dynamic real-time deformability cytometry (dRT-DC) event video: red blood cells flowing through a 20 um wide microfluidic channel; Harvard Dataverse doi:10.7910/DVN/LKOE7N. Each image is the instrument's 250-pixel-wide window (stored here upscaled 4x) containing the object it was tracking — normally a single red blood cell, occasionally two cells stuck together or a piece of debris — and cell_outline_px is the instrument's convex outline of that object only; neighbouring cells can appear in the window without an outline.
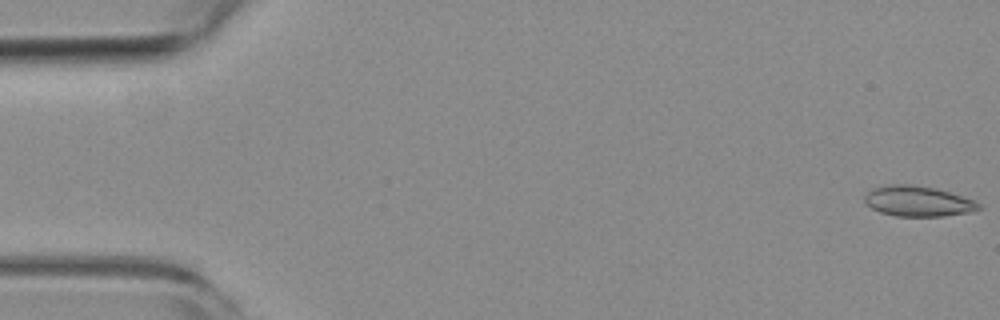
{"species": "common noctule bat (a hibernating species)", "species_latin": "Nyctalus noctula", "temperature_condition": "room temperature", "stored_images_in_passage": 25, "camera_frame_rate_fps": 3000, "um_per_image_px": 0.085, "animal": {"sex": "female", "body_mass_g": 19.3, "forearm_length_mm": 54.1}, "frame": {"image": 1, "passage_image": 1, "time_ms": 0.0, "image_size_px": [1000, 320], "cell_outline_px": [[984, 208], [968, 212], [944, 216], [896, 216], [880, 212], [864, 204], [864, 196], [872, 188], [884, 184], [912, 184], [936, 188], [976, 200]], "centroid_in_image_um": [78.01, 17.09], "position_along_channel_um": 7.0, "area_um2": 20.52}}
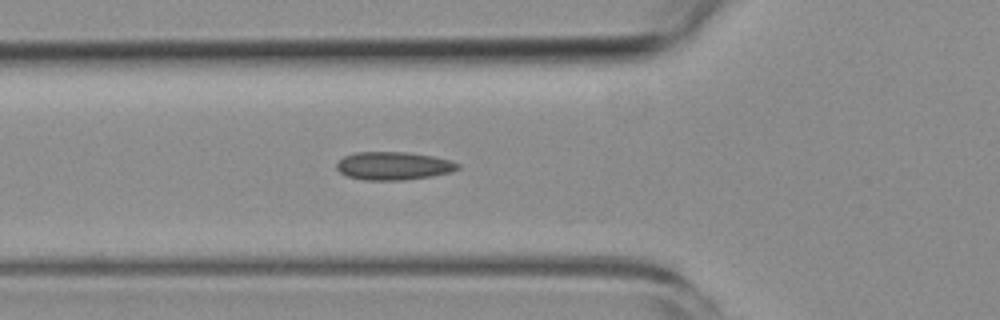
{"frame": {"image": 2, "passage_image": 19, "time_ms": 6.0, "image_size_px": [1000, 320], "cell_outline_px": [[460, 168], [452, 172], [432, 176], [404, 180], [364, 180], [348, 176], [340, 172], [336, 168], [336, 164], [344, 156], [356, 152], [404, 152], [432, 156], [448, 160], [460, 164]], "centroid_in_image_um": [33.45, 14.1], "position_along_channel_um": 92.4, "area_um2": 19.77}}
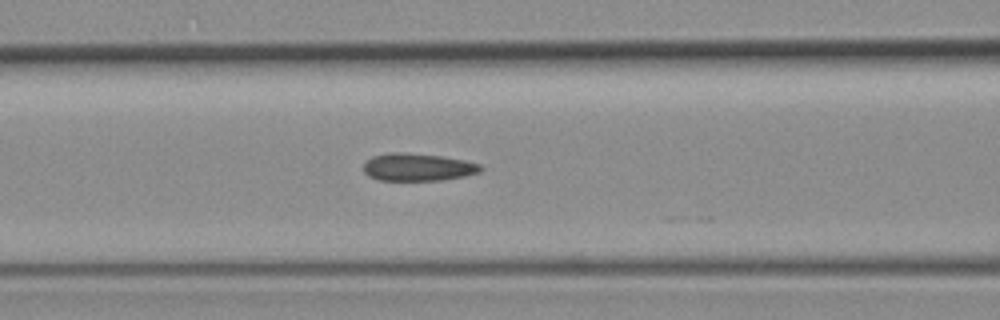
{"frame": {"image": 3, "passage_image": 22, "time_ms": 7.0, "image_size_px": [1000, 320], "cell_outline_px": [[484, 168], [480, 172], [464, 176], [444, 180], [380, 180], [368, 176], [364, 172], [364, 164], [372, 156], [388, 152], [404, 152], [440, 156], [464, 160], [480, 164]], "centroid_in_image_um": [35.51, 14.2], "position_along_channel_um": 131.1, "area_um2": 18.84}}